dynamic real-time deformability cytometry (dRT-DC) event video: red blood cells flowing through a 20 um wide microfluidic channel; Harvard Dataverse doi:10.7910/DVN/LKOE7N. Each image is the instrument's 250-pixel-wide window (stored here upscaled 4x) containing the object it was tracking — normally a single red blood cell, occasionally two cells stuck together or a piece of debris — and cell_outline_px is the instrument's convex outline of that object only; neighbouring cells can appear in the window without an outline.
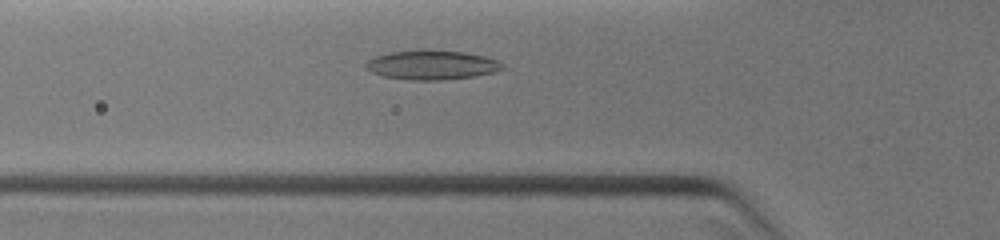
{"species": "common noctule bat (a hibernating species)", "species_latin": "Nyctalus noctula", "temperature_condition": "warm", "stored_images_in_passage": 28, "camera_frame_rate_fps": 3000, "um_per_image_px": 0.085, "animal": {"sex": "female", "body_mass_g": 19.0, "forearm_length_mm": 51.5}, "frame": {"image": 1, "passage_image": 6, "time_ms": 1.667, "image_size_px": [1000, 240], "cell_outline_px": [[508, 68], [492, 72], [472, 76], [440, 80], [412, 80], [380, 76], [364, 68], [364, 64], [368, 60], [376, 56], [388, 52], [424, 48], [428, 48], [464, 52], [484, 56], [496, 60], [504, 64]], "centroid_in_image_um": [36.66, 5.49], "position_along_channel_um": 89.1, "area_um2": 23.81}}
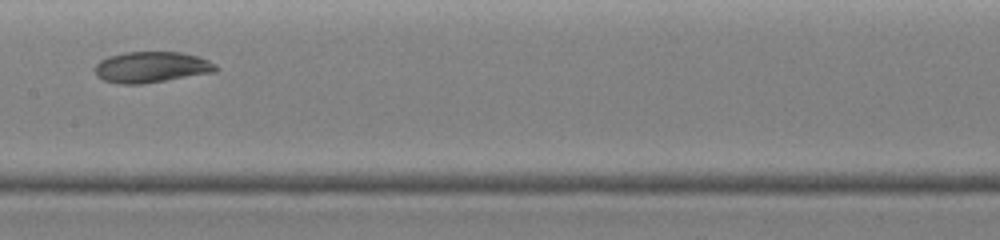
{"frame": {"image": 2, "passage_image": 14, "time_ms": 3.667, "image_size_px": [1000, 240], "cell_outline_px": [[220, 68], [216, 72], [144, 84], [120, 84], [104, 80], [96, 76], [96, 64], [100, 60], [108, 56], [124, 52], [180, 52], [196, 56], [208, 60], [216, 64]], "centroid_in_image_um": [12.89, 5.71], "position_along_channel_um": 194.5, "area_um2": 21.96}}
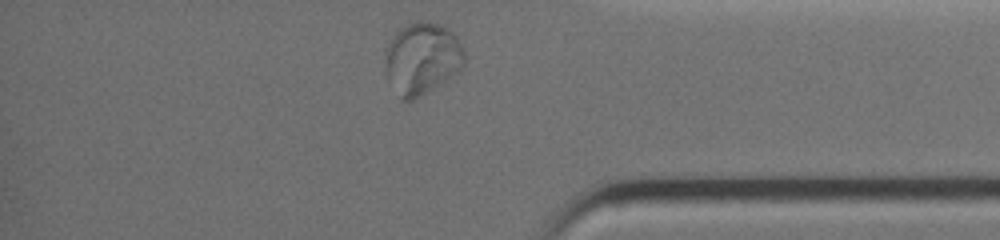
{"frame": {"image": 3, "passage_image": 27, "time_ms": 7.667, "image_size_px": [1000, 240], "cell_outline_px": [[464, 64], [460, 72], [440, 84], [412, 100], [400, 100], [388, 84], [384, 68], [384, 48], [392, 36], [404, 24], [412, 20], [428, 20], [440, 24], [448, 28], [460, 40], [464, 52]], "centroid_in_image_um": [35.83, 4.94], "position_along_channel_um": 399.4, "area_um2": 34.39}}